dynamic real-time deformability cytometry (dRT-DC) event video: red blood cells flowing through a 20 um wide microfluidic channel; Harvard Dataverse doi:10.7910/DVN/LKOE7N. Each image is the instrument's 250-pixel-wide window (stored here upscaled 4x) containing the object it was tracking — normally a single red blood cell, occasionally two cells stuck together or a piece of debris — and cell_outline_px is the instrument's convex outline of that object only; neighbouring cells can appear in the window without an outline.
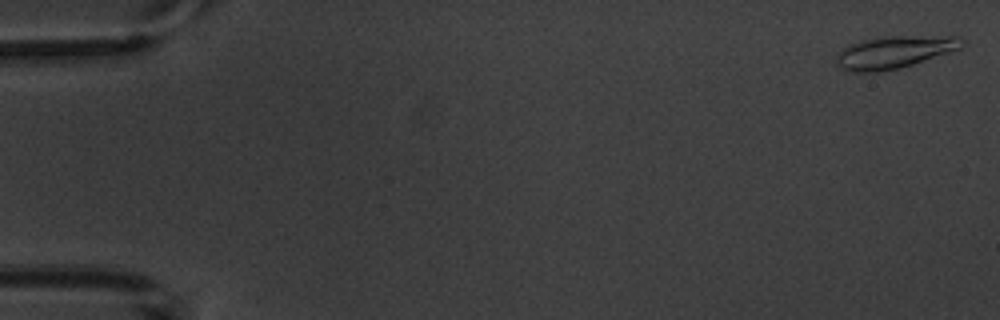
{"species": "common noctule bat (a hibernating species)", "species_latin": "Nyctalus noctula", "temperature_condition": "warm", "stored_images_in_passage": 5, "camera_frame_rate_fps": 3000, "um_per_image_px": 0.085, "animal": {"sex": "male", "body_mass_g": 20.1, "forearm_length_mm": 53.5}, "frame": {"image": 1, "passage_image": 1, "time_ms": 0.0, "image_size_px": [1000, 320], "cell_outline_px": [[968, 44], [960, 48], [900, 68], [876, 72], [848, 72], [840, 68], [836, 64], [836, 56], [848, 44], [860, 40], [892, 36], [960, 36]], "centroid_in_image_um": [76.0, 4.43], "position_along_channel_um": 9.0, "area_um2": 23.7}}